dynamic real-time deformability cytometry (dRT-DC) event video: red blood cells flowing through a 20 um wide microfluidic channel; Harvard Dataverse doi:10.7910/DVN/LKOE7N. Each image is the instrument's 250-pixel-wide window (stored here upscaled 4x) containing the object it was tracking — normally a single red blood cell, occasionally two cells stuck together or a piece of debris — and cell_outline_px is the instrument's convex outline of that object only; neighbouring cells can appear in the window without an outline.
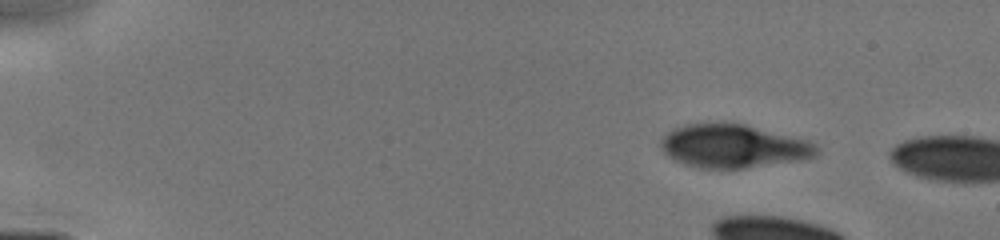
{"species": "human", "species_latin": "Homo sapiens", "temperature_condition": "cold", "stored_images_in_passage": 5, "camera_frame_rate_fps": 3000, "um_per_image_px": 0.085, "donor": {"sex": "male"}, "frame": {"image": 1, "passage_image": 1, "time_ms": 0.0, "image_size_px": [1000, 240], "cell_outline_px": [[816, 152], [812, 156], [744, 168], [696, 168], [684, 164], [668, 156], [664, 152], [660, 144], [664, 136], [672, 128], [684, 124], [708, 120], [724, 120], [744, 124], [804, 140], [812, 144], [816, 148]], "centroid_in_image_um": [62.14, 12.36], "position_along_channel_um": 22.9, "area_um2": 39.02}}